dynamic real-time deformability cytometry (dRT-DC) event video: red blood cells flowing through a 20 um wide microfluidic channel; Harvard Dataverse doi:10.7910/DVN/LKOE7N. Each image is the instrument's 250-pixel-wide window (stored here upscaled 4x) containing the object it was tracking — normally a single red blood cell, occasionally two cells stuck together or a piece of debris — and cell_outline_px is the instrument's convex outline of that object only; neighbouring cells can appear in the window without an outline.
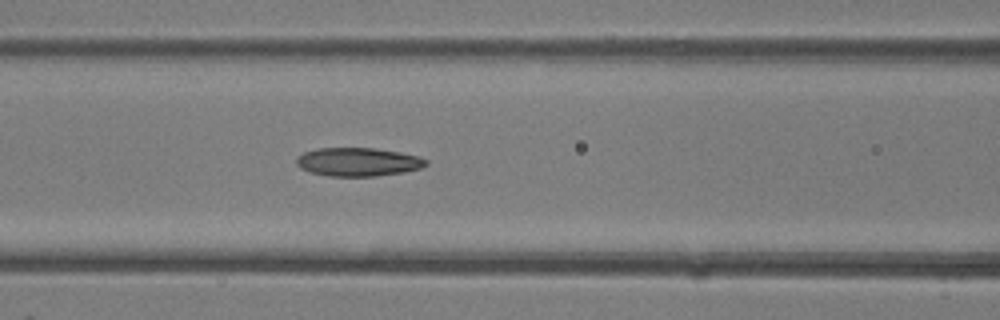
{"species": "common noctule bat (a hibernating species)", "species_latin": "Nyctalus noctula", "temperature_condition": "room temperature", "stored_images_in_passage": 6, "camera_frame_rate_fps": 3000, "um_per_image_px": 0.085, "animal": {"sex": "female"}, "frame": {"image": 1, "passage_image": 6, "time_ms": 1.667, "image_size_px": [1000, 320], "cell_outline_px": [[428, 164], [420, 168], [404, 172], [376, 176], [328, 176], [312, 172], [300, 168], [296, 164], [296, 156], [304, 152], [316, 148], [376, 148], [400, 152], [420, 156], [428, 160]], "centroid_in_image_um": [30.44, 13.75], "position_along_channel_um": 136.2, "area_um2": 21.68}}